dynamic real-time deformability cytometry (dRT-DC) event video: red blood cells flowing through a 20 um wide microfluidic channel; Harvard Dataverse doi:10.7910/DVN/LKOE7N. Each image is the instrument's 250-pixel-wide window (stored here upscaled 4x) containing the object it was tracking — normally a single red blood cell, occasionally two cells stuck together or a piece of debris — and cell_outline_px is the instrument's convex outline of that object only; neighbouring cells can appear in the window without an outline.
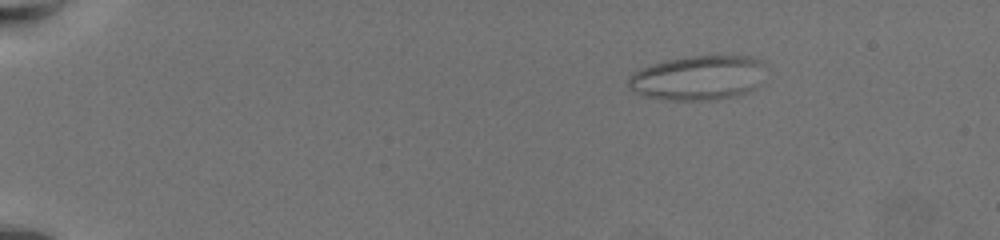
{"species": "common noctule bat (a hibernating species)", "species_latin": "Nyctalus noctula", "temperature_condition": "warm", "stored_images_in_passage": 56, "camera_frame_rate_fps": 3000, "um_per_image_px": 0.085, "animal": {"sex": "female", "body_mass_g": 19.5, "forearm_length_mm": 54.1}, "frame": {"image": 1, "passage_image": 1, "time_ms": 0.0, "image_size_px": [1000, 240], "cell_outline_px": [[764, 64], [760, 84], [756, 88], [744, 92], [728, 96], [708, 100], [672, 100], [648, 96], [628, 88], [628, 80], [632, 72], [652, 64], [668, 60], [692, 56], [752, 56], [764, 60]], "centroid_in_image_um": [59.35, 6.59], "position_along_channel_um": 25.6, "area_um2": 35.2}}
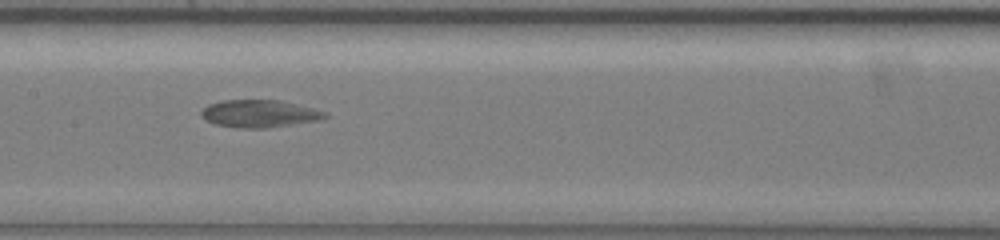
{"frame": {"image": 2, "passage_image": 27, "time_ms": 8.667, "image_size_px": [1000, 240], "cell_outline_px": [[328, 116], [316, 120], [264, 128], [240, 128], [216, 124], [208, 120], [200, 112], [208, 104], [224, 100], [280, 100], [328, 112]], "centroid_in_image_um": [22.05, 9.65], "position_along_channel_um": 185.4, "area_um2": 19.36}}
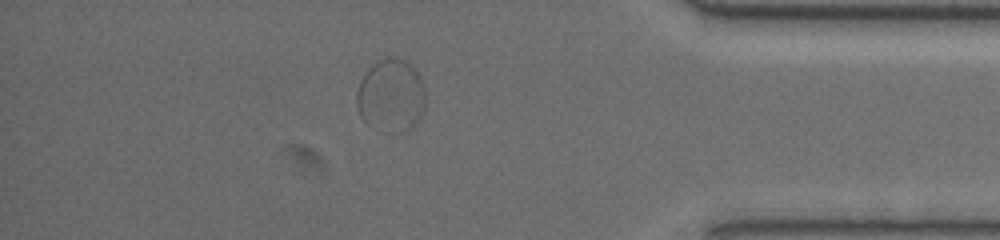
{"frame": {"image": 3, "passage_image": 49, "time_ms": 16.0, "image_size_px": [1000, 240], "cell_outline_px": [[424, 108], [420, 116], [412, 128], [408, 132], [392, 132], [368, 124], [360, 116], [356, 104], [356, 92], [360, 80], [380, 60], [388, 56], [396, 56], [412, 64], [416, 68], [420, 76], [424, 92]], "centroid_in_image_um": [33.25, 8.11], "position_along_channel_um": 402.0, "area_um2": 29.07}}